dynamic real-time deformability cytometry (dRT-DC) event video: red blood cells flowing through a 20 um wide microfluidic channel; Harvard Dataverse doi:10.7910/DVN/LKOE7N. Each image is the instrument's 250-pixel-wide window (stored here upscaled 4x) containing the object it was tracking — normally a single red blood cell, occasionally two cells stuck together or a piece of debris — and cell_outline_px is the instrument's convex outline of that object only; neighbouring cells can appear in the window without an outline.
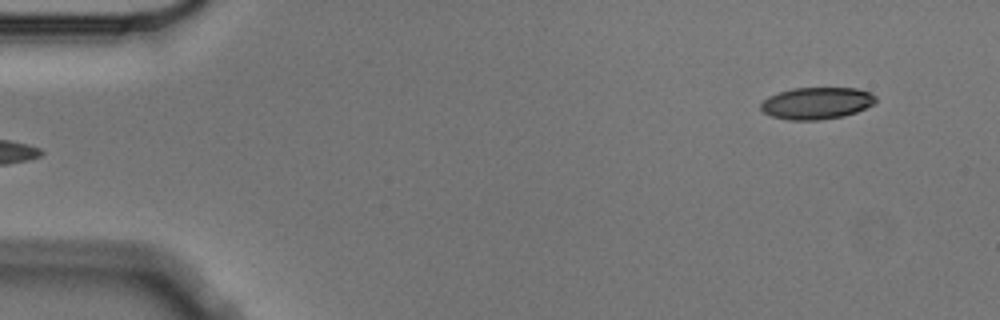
{"species": "Egyptian fruit bat (a non-hibernating species)", "species_latin": "Rousettus aegyptiacus", "temperature_condition": "cold", "stored_images_in_passage": 6, "segment_of_instrument_passage": [2, 2], "camera_frame_rate_fps": 3000, "um_per_image_px": 0.085, "animal": {"sex": "male"}, "frame": {"image": 1, "passage_image": 6, "time_ms": 1.667, "image_size_px": [1000, 320], "cell_outline_px": [[876, 100], [872, 104], [856, 112], [844, 116], [820, 120], [788, 120], [772, 116], [764, 112], [760, 108], [760, 104], [768, 96], [792, 88], [856, 88], [872, 92], [876, 96]], "centroid_in_image_um": [69.42, 8.77], "position_along_channel_um": 15.6, "area_um2": 21.39}}